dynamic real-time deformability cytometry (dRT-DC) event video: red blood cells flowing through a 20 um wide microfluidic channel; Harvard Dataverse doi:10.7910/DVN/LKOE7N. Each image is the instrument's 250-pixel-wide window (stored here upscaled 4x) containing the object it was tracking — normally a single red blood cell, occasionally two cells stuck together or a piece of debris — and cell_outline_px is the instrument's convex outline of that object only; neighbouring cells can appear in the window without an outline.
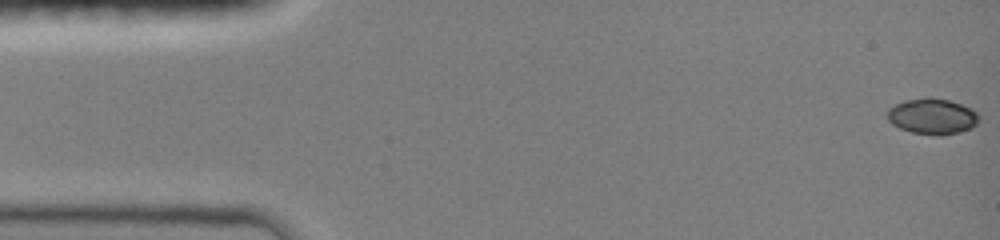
{"species": "common noctule bat (a hibernating species)", "species_latin": "Nyctalus noctula", "temperature_condition": "room temperature", "stored_images_in_passage": 48, "camera_frame_rate_fps": 3000, "um_per_image_px": 0.085, "animal": {"sex": "female", "body_mass_g": 19.0, "forearm_length_mm": 51.5}, "frame": {"image": 1, "passage_image": 1, "time_ms": 0.0, "image_size_px": [1000, 240], "cell_outline_px": [[980, 120], [972, 128], [940, 136], [912, 132], [900, 128], [892, 124], [888, 120], [888, 108], [904, 100], [924, 96], [928, 96], [948, 100], [972, 108], [976, 112]], "centroid_in_image_um": [79.24, 9.87], "position_along_channel_um": 5.8, "area_um2": 19.19}}
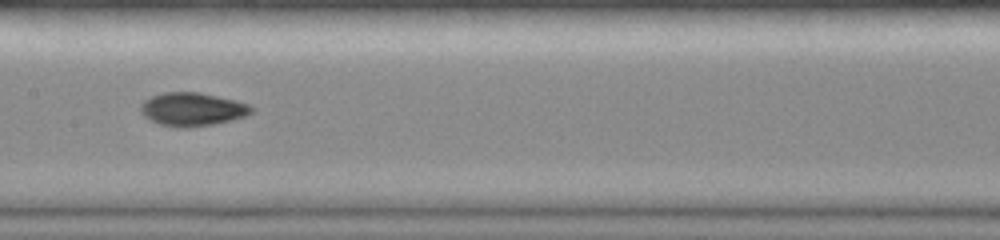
{"frame": {"image": 2, "passage_image": 24, "time_ms": 7.667, "image_size_px": [1000, 240], "cell_outline_px": [[256, 108], [252, 112], [244, 116], [212, 124], [188, 128], [180, 128], [160, 124], [144, 116], [140, 112], [140, 104], [144, 100], [152, 96], [164, 92], [200, 92], [236, 100], [248, 104]], "centroid_in_image_um": [16.34, 9.28], "position_along_channel_um": 191.1, "area_um2": 21.5}}
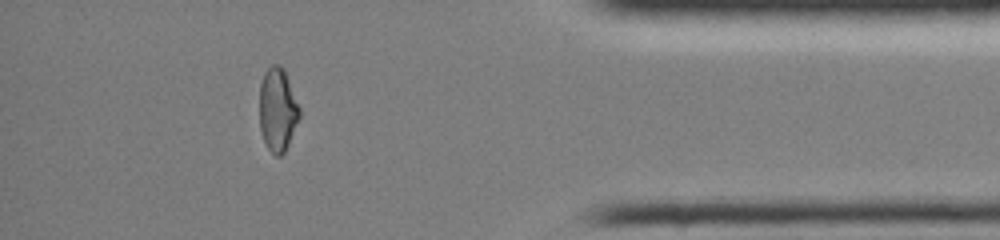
{"frame": {"image": 3, "passage_image": 42, "time_ms": 13.667, "image_size_px": [1000, 240], "cell_outline_px": [[300, 116], [288, 144], [284, 152], [280, 156], [276, 156], [264, 144], [260, 128], [260, 84], [264, 72], [272, 64], [280, 64], [284, 68], [300, 108]], "centroid_in_image_um": [23.59, 9.3], "position_along_channel_um": 411.6, "area_um2": 19.48}, "authors_computed_cell_mechanics": {"area_um2": 19.8254, "velocity_mm_per_s": 4.0792, "shape_relaxation_time_tau1_ms": null, "shape_relaxation_time_tau2_ms": 2.1295, "deformation_change_tau1": null, "deformation_change_tau2": 0.0345}}